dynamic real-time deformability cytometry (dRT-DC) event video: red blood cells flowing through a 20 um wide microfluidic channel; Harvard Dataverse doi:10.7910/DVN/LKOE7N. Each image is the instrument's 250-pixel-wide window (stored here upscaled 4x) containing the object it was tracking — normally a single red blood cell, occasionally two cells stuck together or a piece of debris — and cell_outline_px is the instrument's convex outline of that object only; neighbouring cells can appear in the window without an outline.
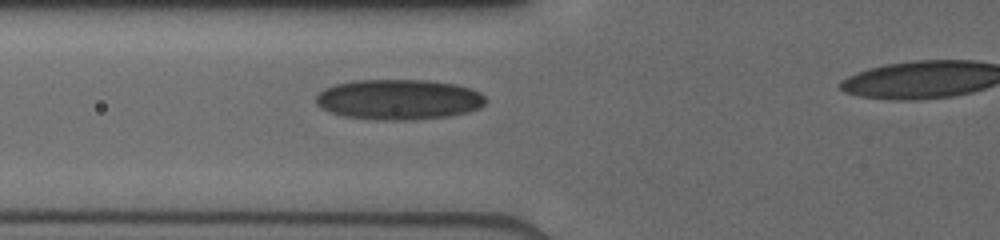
{"species": "human", "species_latin": "Homo sapiens", "temperature_condition": "cold", "stored_images_in_passage": 7, "segment_of_instrument_passage": [1, 2], "camera_frame_rate_fps": 3000, "um_per_image_px": 0.085, "donor": {"sex": "male"}, "frame": {"image": 1, "passage_image": 6, "time_ms": 4.333, "image_size_px": [1000, 240], "cell_outline_px": [[488, 100], [480, 108], [468, 112], [448, 116], [404, 120], [380, 120], [344, 116], [328, 112], [320, 108], [316, 104], [316, 96], [324, 88], [336, 84], [352, 80], [424, 80], [456, 84], [472, 88], [480, 92]], "centroid_in_image_um": [33.89, 8.45], "position_along_channel_um": 91.9, "area_um2": 40.11}}